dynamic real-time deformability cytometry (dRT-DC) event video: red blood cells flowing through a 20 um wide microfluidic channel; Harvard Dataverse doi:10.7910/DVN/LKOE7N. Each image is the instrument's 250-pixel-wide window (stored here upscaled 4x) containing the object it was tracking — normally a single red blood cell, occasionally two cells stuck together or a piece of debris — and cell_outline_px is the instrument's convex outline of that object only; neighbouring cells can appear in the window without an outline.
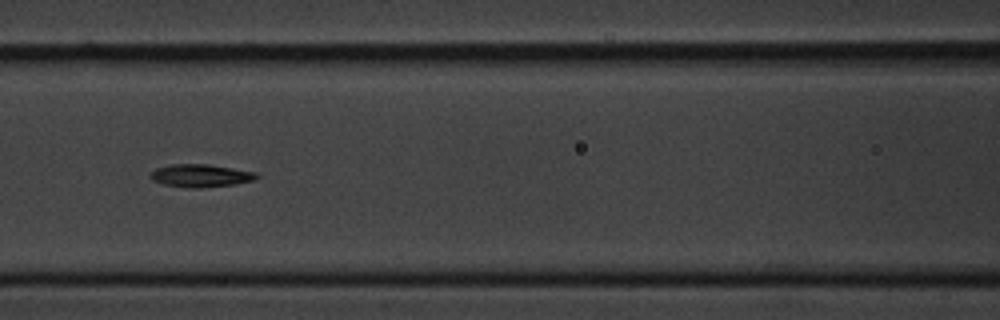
{"species": "common noctule bat (a hibernating species)", "species_latin": "Nyctalus noctula", "temperature_condition": "cold", "stored_images_in_passage": 14, "camera_frame_rate_fps": 3000, "um_per_image_px": 0.085, "animal": {"sex": "male", "body_mass_g": 20.1, "forearm_length_mm": 53.5}, "frame": {"image": 1, "passage_image": 4, "time_ms": 3.333, "image_size_px": [1000, 320], "cell_outline_px": [[260, 176], [252, 180], [236, 184], [200, 188], [188, 188], [164, 184], [152, 180], [148, 176], [156, 168], [168, 164], [208, 164], [256, 172]], "centroid_in_image_um": [17.03, 14.93], "position_along_channel_um": 149.6, "area_um2": 14.16}}
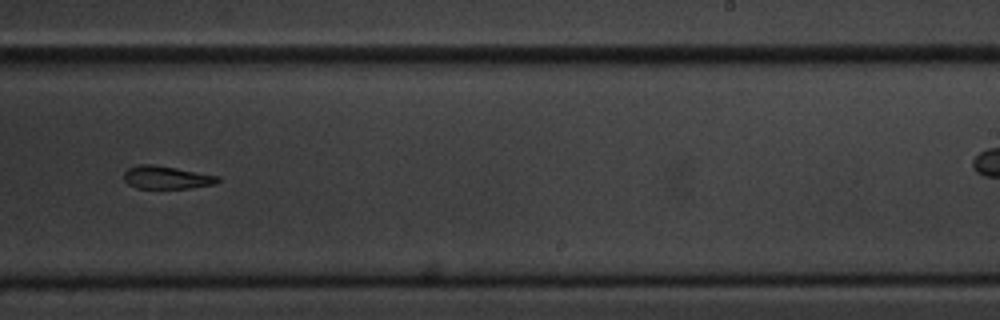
{"frame": {"image": 2, "passage_image": 7, "time_ms": 7.0, "image_size_px": [1000, 320], "cell_outline_px": [[220, 180], [216, 184], [188, 188], [136, 188], [128, 184], [124, 180], [124, 172], [128, 168], [140, 164], [152, 164], [176, 168], [220, 176]], "centroid_in_image_um": [14.16, 15.08], "position_along_channel_um": 274.8, "area_um2": 12.54}}
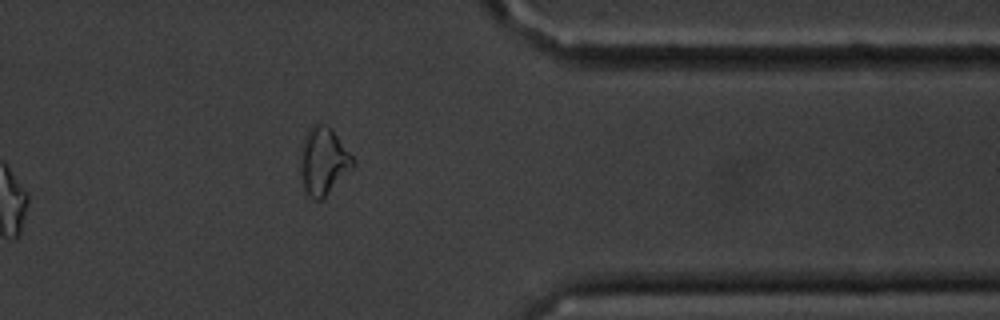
{"frame": {"image": 3, "passage_image": 11, "time_ms": 12.667, "image_size_px": [1000, 320], "cell_outline_px": [[356, 164], [324, 200], [312, 200], [304, 196], [300, 168], [300, 160], [304, 136], [312, 124], [324, 124], [332, 128], [356, 160]], "centroid_in_image_um": [27.49, 13.76], "position_along_channel_um": 383.9, "area_um2": 21.33}, "authors_computed_cell_mechanics": {"area_um2": 14.6234, "velocity_mm_per_s": 3.4127, "shape_relaxation_time_tau1_ms": null, "shape_relaxation_time_tau2_ms": 1.3023, "deformation_change_tau1": null, "deformation_change_tau2": 0.066}}